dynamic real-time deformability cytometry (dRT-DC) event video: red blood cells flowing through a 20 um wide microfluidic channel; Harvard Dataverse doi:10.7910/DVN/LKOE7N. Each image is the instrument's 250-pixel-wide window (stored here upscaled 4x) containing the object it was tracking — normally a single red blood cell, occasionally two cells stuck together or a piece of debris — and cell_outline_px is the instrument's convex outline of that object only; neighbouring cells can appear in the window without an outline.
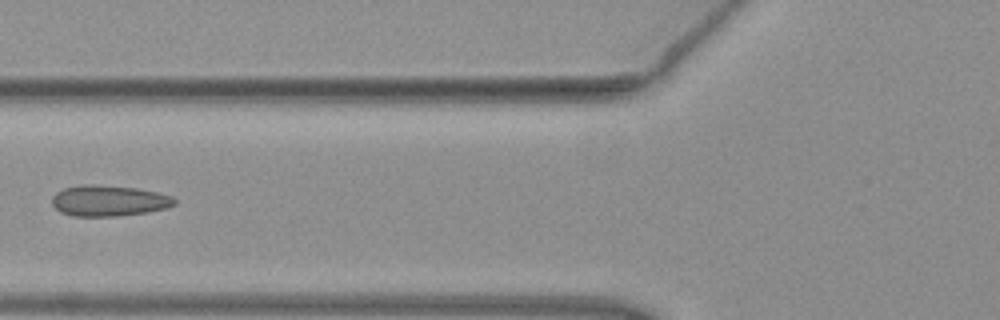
{"species": "common noctule bat (a hibernating species)", "species_latin": "Nyctalus noctula", "temperature_condition": "warm", "stored_images_in_passage": 6, "camera_frame_rate_fps": 3000, "um_per_image_px": 0.085, "animal": {"sex": "female", "body_mass_g": 19.3, "forearm_length_mm": 54.1}, "frame": {"image": 1, "passage_image": 6, "time_ms": 1.667, "image_size_px": [1000, 320], "cell_outline_px": [[176, 204], [168, 208], [148, 212], [116, 216], [72, 216], [60, 212], [52, 204], [52, 196], [56, 192], [64, 188], [88, 184], [136, 188], [156, 192], [172, 196], [176, 200]], "centroid_in_image_um": [9.26, 17.07], "position_along_channel_um": 116.5, "area_um2": 22.02}}